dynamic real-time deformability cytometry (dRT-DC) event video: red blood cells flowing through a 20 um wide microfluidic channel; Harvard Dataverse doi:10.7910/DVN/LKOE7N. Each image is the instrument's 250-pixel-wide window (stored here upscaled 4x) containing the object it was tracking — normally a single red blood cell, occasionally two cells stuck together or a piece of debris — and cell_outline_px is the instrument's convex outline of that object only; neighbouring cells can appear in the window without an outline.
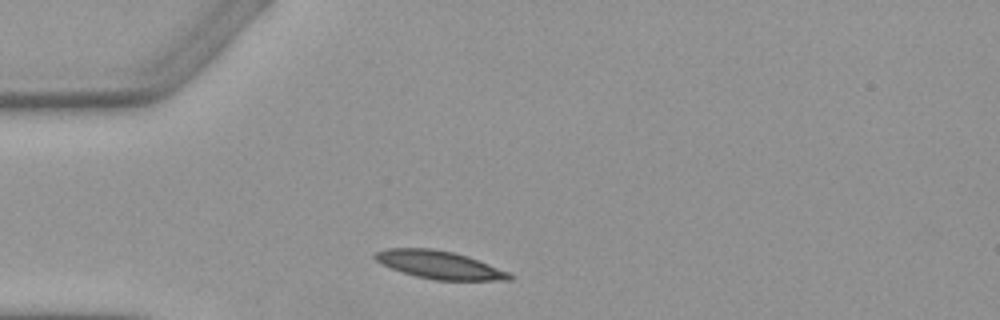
{"species": "Egyptian fruit bat (a non-hibernating species)", "species_latin": "Rousettus aegyptiacus", "temperature_condition": "warm", "stored_images_in_passage": 2, "camera_frame_rate_fps": 3000, "um_per_image_px": 0.085, "animal": {"sex": "female"}, "frame": {"image": 1, "passage_image": 1, "time_ms": 0.0, "image_size_px": [1000, 320], "cell_outline_px": [[512, 280], [436, 280], [416, 276], [380, 264], [372, 256], [376, 252], [388, 248], [432, 248], [452, 252], [468, 256], [508, 272], [512, 276]], "centroid_in_image_um": [37.32, 22.5], "position_along_channel_um": 47.7, "area_um2": 21.62}}